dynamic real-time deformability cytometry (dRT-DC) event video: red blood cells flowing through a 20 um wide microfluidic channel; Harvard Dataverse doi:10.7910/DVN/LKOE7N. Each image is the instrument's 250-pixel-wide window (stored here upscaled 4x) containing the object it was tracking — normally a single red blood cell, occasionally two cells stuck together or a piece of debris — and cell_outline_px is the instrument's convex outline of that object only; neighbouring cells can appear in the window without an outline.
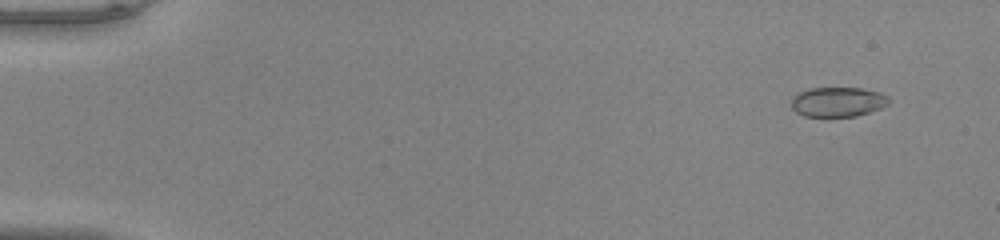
{"species": "common noctule bat (a hibernating species)", "species_latin": "Nyctalus noctula", "temperature_condition": "warm", "stored_images_in_passage": 51, "camera_frame_rate_fps": 3000, "um_per_image_px": 0.085, "animal": {"sex": "male", "body_mass_g": 20.0, "forearm_length_mm": 53.3}, "frame": {"image": 1, "passage_image": 4, "time_ms": 1.0, "image_size_px": [1000, 240], "cell_outline_px": [[892, 100], [888, 104], [880, 108], [856, 116], [804, 116], [796, 112], [792, 108], [792, 96], [796, 92], [808, 88], [860, 88], [880, 92], [888, 96]], "centroid_in_image_um": [71.2, 8.64], "position_along_channel_um": 13.8, "area_um2": 16.99}}
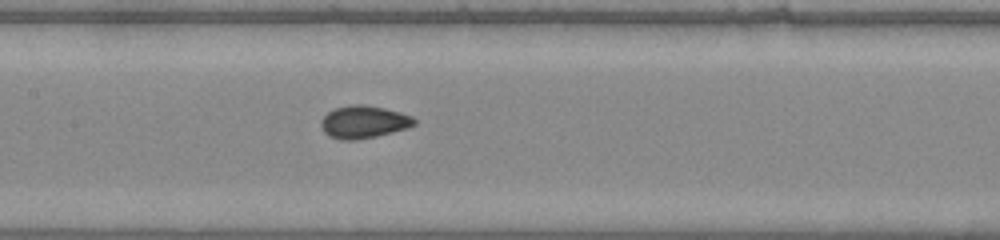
{"frame": {"image": 2, "passage_image": 26, "time_ms": 8.333, "image_size_px": [1000, 240], "cell_outline_px": [[416, 124], [408, 128], [376, 136], [356, 140], [340, 140], [328, 136], [324, 132], [320, 124], [320, 120], [328, 112], [336, 108], [348, 104], [364, 104], [384, 108], [400, 112], [412, 116], [416, 120]], "centroid_in_image_um": [30.9, 10.36], "position_along_channel_um": 176.5, "area_um2": 17.86}}
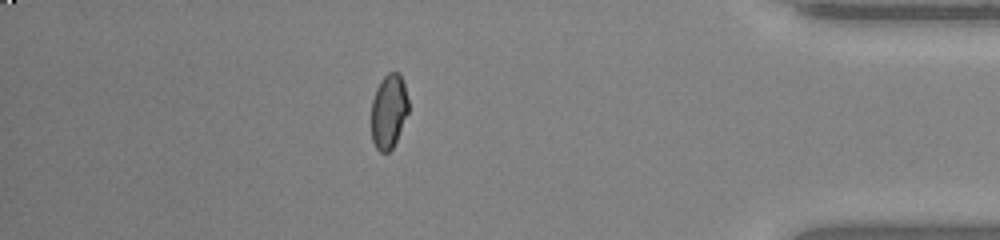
{"frame": {"image": 3, "passage_image": 45, "time_ms": 14.667, "image_size_px": [1000, 240], "cell_outline_px": [[408, 112], [396, 140], [392, 148], [388, 152], [380, 152], [376, 148], [372, 140], [372, 100], [376, 88], [380, 80], [388, 72], [400, 72], [404, 84], [408, 100]], "centroid_in_image_um": [33.04, 9.43], "position_along_channel_um": 402.2, "area_um2": 16.01}, "authors_computed_cell_mechanics": {"area_um2": 17.1666, "velocity_mm_per_s": 4.121, "shape_relaxation_time_tau1_ms": null, "shape_relaxation_time_tau2_ms": 0.7304, "deformation_change_tau1": null, "deformation_change_tau2": 0.0413}}